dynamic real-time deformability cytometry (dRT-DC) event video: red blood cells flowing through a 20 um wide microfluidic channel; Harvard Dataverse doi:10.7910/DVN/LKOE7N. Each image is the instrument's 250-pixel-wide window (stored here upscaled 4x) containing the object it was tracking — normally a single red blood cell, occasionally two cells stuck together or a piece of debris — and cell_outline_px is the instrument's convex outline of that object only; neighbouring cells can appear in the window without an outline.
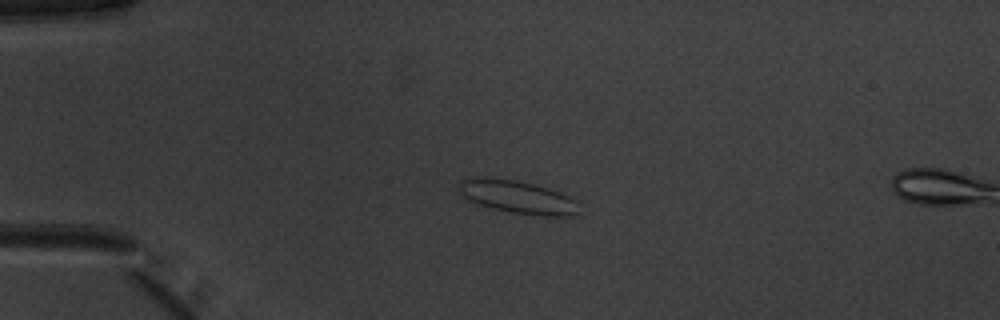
{"species": "common noctule bat (a hibernating species)", "species_latin": "Nyctalus noctula", "temperature_condition": "warm", "stored_images_in_passage": 3, "camera_frame_rate_fps": 3000, "um_per_image_px": 0.085, "animal": {"sex": "male", "body_mass_g": 20.1, "forearm_length_mm": 53.5}, "frame": {"image": 1, "passage_image": 1, "time_ms": 0.0, "image_size_px": [1000, 320], "cell_outline_px": [[576, 212], [568, 216], [544, 216], [512, 212], [492, 208], [476, 204], [468, 200], [460, 192], [460, 180], [468, 176], [484, 176], [516, 180], [548, 188], [560, 192], [576, 200]], "centroid_in_image_um": [43.91, 16.71], "position_along_channel_um": 41.1, "area_um2": 23.0}}